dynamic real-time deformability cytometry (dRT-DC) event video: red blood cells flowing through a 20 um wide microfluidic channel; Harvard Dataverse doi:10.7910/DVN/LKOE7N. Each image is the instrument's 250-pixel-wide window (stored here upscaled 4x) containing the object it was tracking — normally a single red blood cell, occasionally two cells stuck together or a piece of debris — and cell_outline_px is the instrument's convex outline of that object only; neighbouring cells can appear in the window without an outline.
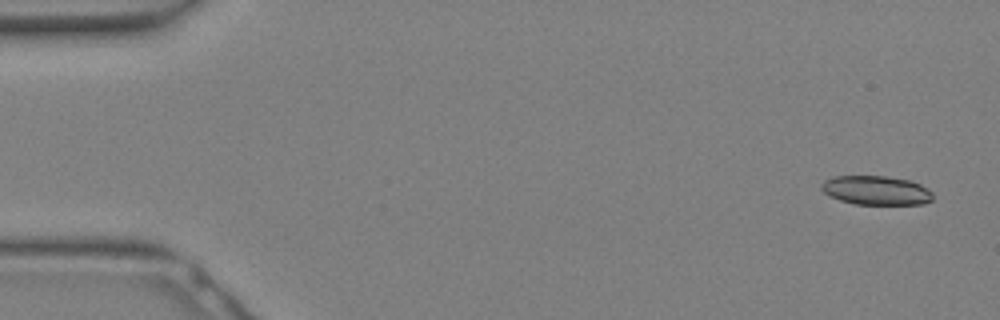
{"species": "Egyptian fruit bat (a non-hibernating species)", "species_latin": "Rousettus aegyptiacus", "temperature_condition": "warm", "stored_images_in_passage": 16, "camera_frame_rate_fps": 3000, "um_per_image_px": 0.085, "animal": {"sex": "female"}, "frame": {"image": 1, "passage_image": 2, "time_ms": 0.333, "image_size_px": [1000, 320], "cell_outline_px": [[932, 200], [924, 204], [856, 204], [840, 200], [824, 192], [820, 188], [820, 184], [824, 180], [832, 176], [888, 176], [912, 180], [928, 188], [932, 192]], "centroid_in_image_um": [74.49, 16.16], "position_along_channel_um": 10.5, "area_um2": 19.02}}
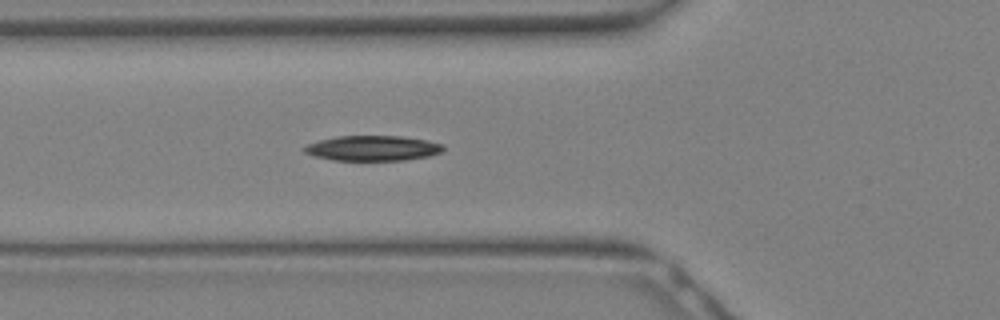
{"frame": {"image": 2, "passage_image": 12, "time_ms": 3.667, "image_size_px": [1000, 320], "cell_outline_px": [[444, 148], [440, 152], [428, 156], [408, 160], [332, 160], [312, 156], [304, 152], [300, 148], [304, 144], [336, 136], [400, 136], [428, 140], [444, 144]], "centroid_in_image_um": [31.62, 12.59], "position_along_channel_um": 94.2, "area_um2": 20.63}}
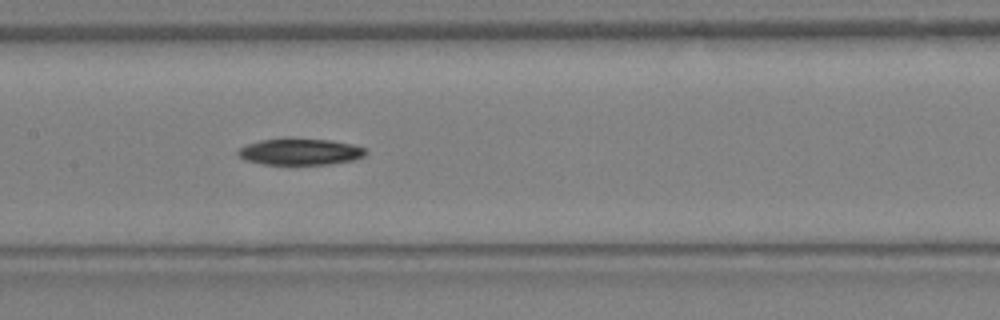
{"frame": {"image": 3, "passage_image": 16, "time_ms": 5.0, "image_size_px": [1000, 320], "cell_outline_px": [[368, 152], [364, 156], [352, 160], [328, 164], [264, 164], [244, 160], [236, 152], [240, 148], [248, 144], [260, 140], [332, 140], [352, 144], [364, 148]], "centroid_in_image_um": [25.53, 12.92], "position_along_channel_um": 181.9, "area_um2": 19.07}}